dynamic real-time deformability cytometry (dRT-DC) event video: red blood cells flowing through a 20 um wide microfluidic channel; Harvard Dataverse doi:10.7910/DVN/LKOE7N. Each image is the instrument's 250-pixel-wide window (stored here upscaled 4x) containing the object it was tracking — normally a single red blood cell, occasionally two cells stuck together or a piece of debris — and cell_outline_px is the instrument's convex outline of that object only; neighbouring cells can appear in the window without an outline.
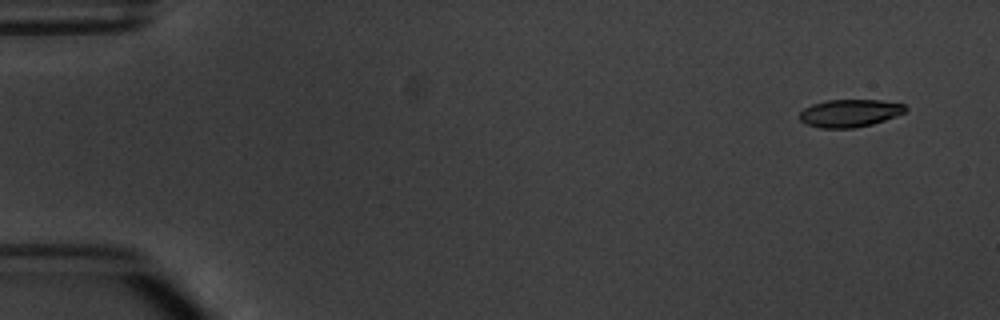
{"species": "common noctule bat (a hibernating species)", "species_latin": "Nyctalus noctula", "temperature_condition": "warm", "stored_images_in_passage": 5, "camera_frame_rate_fps": 3000, "um_per_image_px": 0.085, "animal": {"sex": "male", "body_mass_g": 20.1, "forearm_length_mm": 53.5}, "frame": {"image": 1, "passage_image": 1, "time_ms": 0.0, "image_size_px": [1000, 320], "cell_outline_px": [[908, 108], [904, 112], [896, 116], [872, 124], [852, 128], [820, 128], [808, 124], [800, 120], [800, 112], [804, 108], [812, 104], [824, 100], [880, 100], [904, 104]], "centroid_in_image_um": [72.22, 9.61], "position_along_channel_um": 12.8, "area_um2": 16.99}}